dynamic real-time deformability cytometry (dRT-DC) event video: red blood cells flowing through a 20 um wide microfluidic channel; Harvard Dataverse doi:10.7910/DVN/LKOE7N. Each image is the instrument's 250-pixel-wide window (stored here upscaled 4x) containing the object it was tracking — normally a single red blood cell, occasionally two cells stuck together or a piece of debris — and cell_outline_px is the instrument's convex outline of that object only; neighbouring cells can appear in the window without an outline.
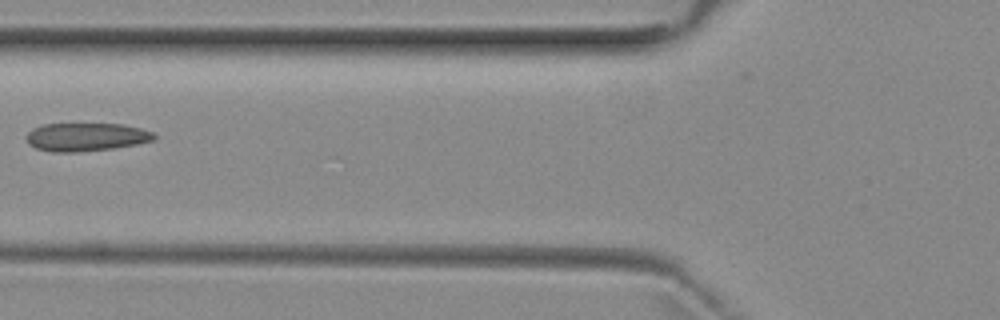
{"species": "common noctule bat (a hibernating species)", "species_latin": "Nyctalus noctula", "temperature_condition": "room temperature", "stored_images_in_passage": 6, "camera_frame_rate_fps": 3000, "um_per_image_px": 0.085, "animal": {"sex": "female", "body_mass_g": 29.2, "forearm_length_mm": 56.3}, "frame": {"image": 1, "passage_image": 5, "time_ms": 4.667, "image_size_px": [1000, 320], "cell_outline_px": [[156, 136], [152, 140], [136, 144], [116, 148], [76, 152], [52, 152], [36, 148], [28, 144], [28, 132], [32, 128], [44, 124], [124, 124], [140, 128], [152, 132]], "centroid_in_image_um": [7.31, 11.64], "position_along_channel_um": 118.5, "area_um2": 20.92}}
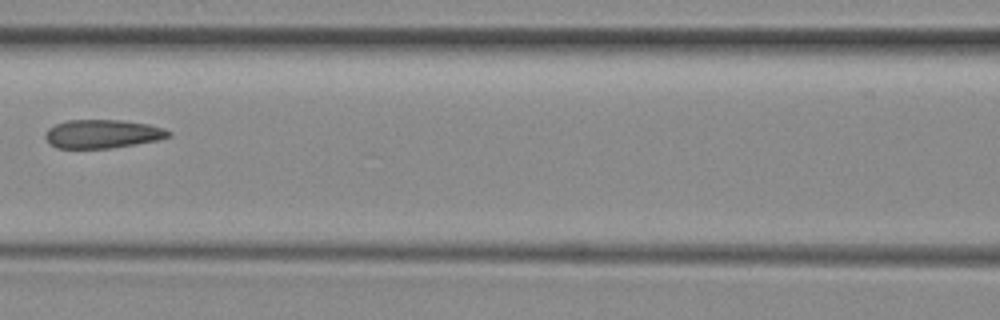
{"frame": {"image": 2, "passage_image": 6, "time_ms": 5.667, "image_size_px": [1000, 320], "cell_outline_px": [[172, 136], [156, 140], [136, 144], [112, 148], [56, 148], [44, 136], [48, 128], [56, 124], [68, 120], [120, 120], [148, 124], [164, 128], [172, 132]], "centroid_in_image_um": [8.74, 11.38], "position_along_channel_um": 157.9, "area_um2": 20.46}}